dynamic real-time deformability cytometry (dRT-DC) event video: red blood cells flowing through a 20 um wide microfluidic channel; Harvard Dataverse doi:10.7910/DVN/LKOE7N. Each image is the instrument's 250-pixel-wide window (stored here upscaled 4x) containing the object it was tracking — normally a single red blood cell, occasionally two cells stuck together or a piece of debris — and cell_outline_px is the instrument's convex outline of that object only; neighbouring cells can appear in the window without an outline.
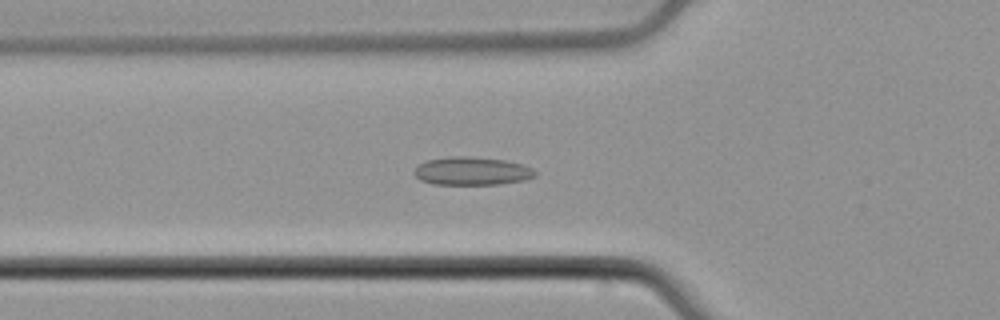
{"species": "common noctule bat (a hibernating species)", "species_latin": "Nyctalus noctula", "temperature_condition": "cold", "stored_images_in_passage": 44, "camera_frame_rate_fps": 3000, "um_per_image_px": 0.085, "animal": {"sex": "male", "body_mass_g": 21.5, "forearm_length_mm": 52.0}, "frame": {"image": 1, "passage_image": 9, "time_ms": 2.667, "image_size_px": [1000, 320], "cell_outline_px": [[536, 176], [524, 180], [496, 184], [432, 184], [420, 180], [412, 172], [420, 164], [428, 160], [448, 156], [464, 156], [504, 160], [520, 164], [532, 168], [536, 172]], "centroid_in_image_um": [40.09, 14.54], "position_along_channel_um": 85.7, "area_um2": 19.65}}
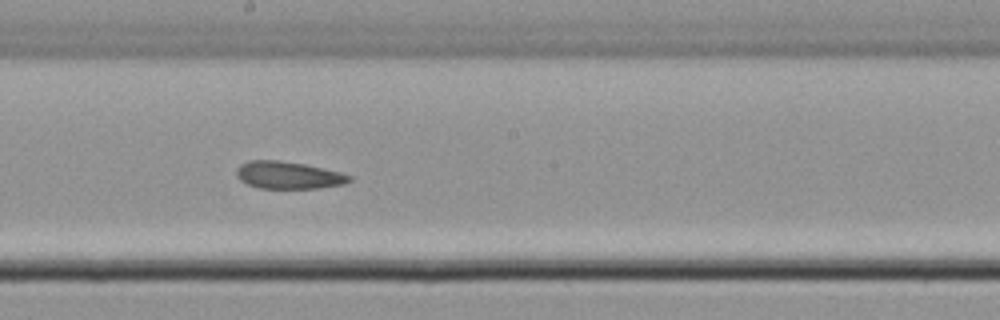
{"frame": {"image": 2, "passage_image": 20, "time_ms": 6.333, "image_size_px": [1000, 320], "cell_outline_px": [[352, 180], [344, 184], [316, 188], [260, 188], [248, 184], [240, 180], [236, 176], [236, 168], [240, 164], [248, 160], [280, 160], [304, 164], [340, 172], [352, 176]], "centroid_in_image_um": [24.48, 14.88], "position_along_channel_um": 223.7, "area_um2": 17.98}}
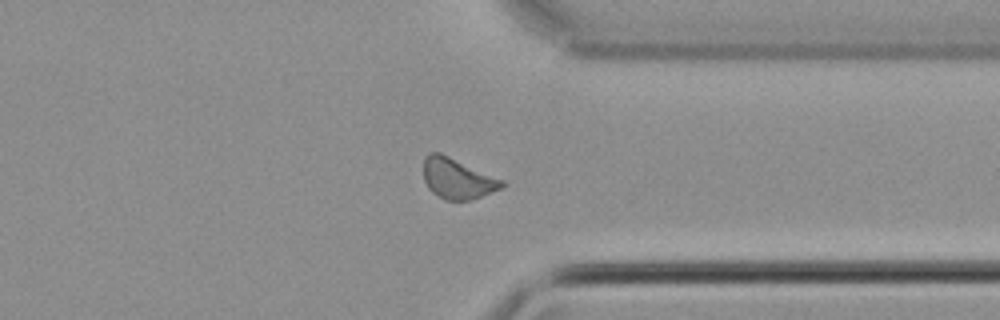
{"frame": {"image": 3, "passage_image": 32, "time_ms": 10.333, "image_size_px": [1000, 320], "cell_outline_px": [[508, 184], [504, 188], [472, 200], [448, 200], [432, 192], [428, 188], [424, 180], [424, 156], [428, 152], [440, 152], [504, 180]], "centroid_in_image_um": [38.92, 15.17], "position_along_channel_um": 372.5, "area_um2": 18.73}, "authors_computed_cell_mechanics": {"area_um2": 18.5538, "velocity_mm_per_s": 3.7629, "shape_relaxation_time_tau1_ms": null, "shape_relaxation_time_tau2_ms": 2.9631, "deformation_change_tau1": null, "deformation_change_tau2": 0.0848}}